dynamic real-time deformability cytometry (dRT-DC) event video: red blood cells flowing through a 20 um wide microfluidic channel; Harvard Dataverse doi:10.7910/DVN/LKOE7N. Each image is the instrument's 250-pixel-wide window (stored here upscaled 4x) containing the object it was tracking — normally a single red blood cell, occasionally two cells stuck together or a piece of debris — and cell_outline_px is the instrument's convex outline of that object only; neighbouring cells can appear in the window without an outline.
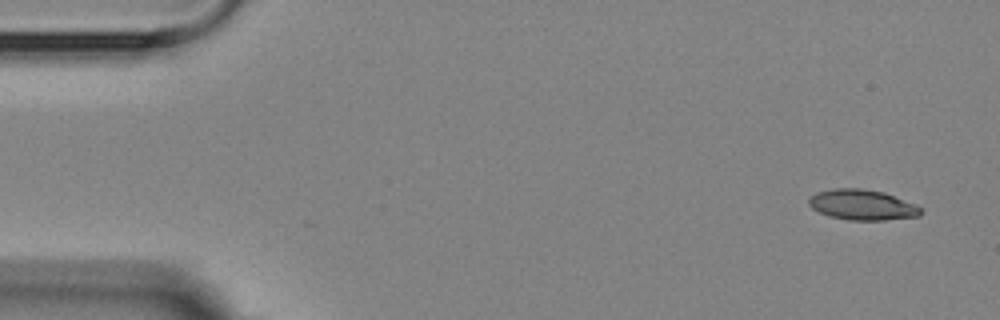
{"species": "Egyptian fruit bat (a non-hibernating species)", "species_latin": "Rousettus aegyptiacus", "temperature_condition": "room temperature", "stored_images_in_passage": 6, "camera_frame_rate_fps": 3000, "um_per_image_px": 0.085, "animal": {"sex": "female"}, "frame": {"image": 1, "passage_image": 1, "time_ms": 0.0, "image_size_px": [1000, 320], "cell_outline_px": [[920, 216], [884, 220], [848, 220], [828, 216], [812, 208], [808, 204], [808, 200], [816, 192], [832, 188], [860, 188], [884, 192], [916, 204], [920, 208]], "centroid_in_image_um": [73.27, 17.41], "position_along_channel_um": 11.7, "area_um2": 19.88}}
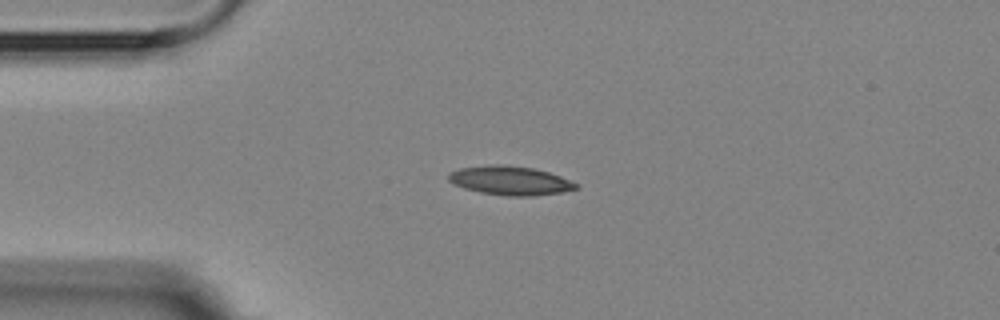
{"frame": {"image": 2, "passage_image": 4, "time_ms": 3.333, "image_size_px": [1000, 320], "cell_outline_px": [[580, 188], [560, 192], [532, 196], [504, 196], [480, 192], [464, 188], [452, 184], [448, 180], [448, 172], [460, 168], [492, 164], [500, 164], [532, 168], [548, 172], [560, 176], [576, 184]], "centroid_in_image_um": [43.3, 15.35], "position_along_channel_um": 41.7, "area_um2": 21.44}}
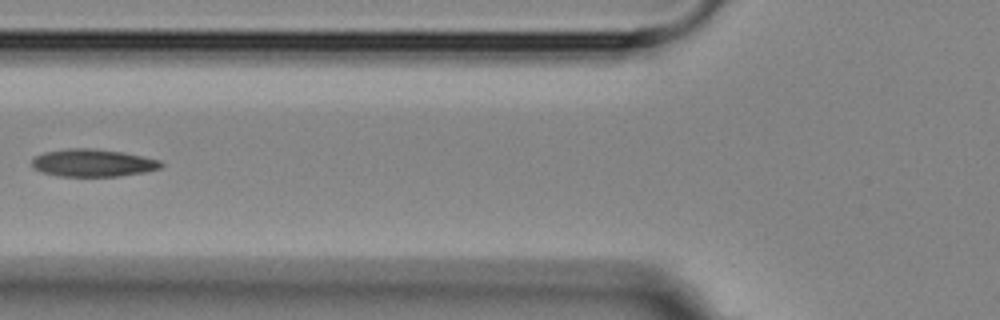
{"frame": {"image": 3, "passage_image": 6, "time_ms": 6.0, "image_size_px": [1000, 320], "cell_outline_px": [[164, 164], [160, 168], [144, 172], [120, 176], [56, 176], [40, 172], [32, 168], [32, 160], [36, 156], [44, 152], [68, 148], [96, 148], [124, 152], [160, 160]], "centroid_in_image_um": [7.88, 13.84], "position_along_channel_um": 117.9, "area_um2": 20.92}}